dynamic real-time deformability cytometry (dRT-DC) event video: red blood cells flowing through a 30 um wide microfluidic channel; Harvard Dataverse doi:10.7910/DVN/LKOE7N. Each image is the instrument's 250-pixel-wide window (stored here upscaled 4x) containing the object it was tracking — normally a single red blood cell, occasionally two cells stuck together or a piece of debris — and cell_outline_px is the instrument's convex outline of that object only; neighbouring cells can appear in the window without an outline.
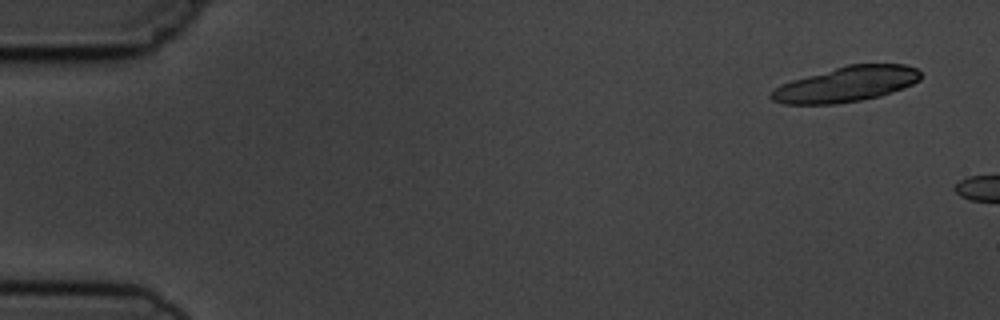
{"species": "common noctule bat (a hibernating species)", "species_latin": "Nyctalus noctula", "temperature_condition": "cold", "stored_images_in_passage": 2, "camera_frame_rate_fps": 3000, "um_per_image_px": 0.085, "animal": {"sex": "male", "body_mass_g": 19.5, "forearm_length_mm": 54.6}, "frame": {"image": 1, "passage_image": 1, "time_ms": 0.0, "image_size_px": [1000, 320], "cell_outline_px": [[920, 80], [904, 88], [880, 96], [860, 100], [836, 104], [784, 104], [772, 100], [768, 96], [780, 84], [792, 80], [848, 64], [904, 64], [916, 68], [920, 72]], "centroid_in_image_um": [71.94, 7.16], "position_along_channel_um": 13.1, "area_um2": 30.58}}